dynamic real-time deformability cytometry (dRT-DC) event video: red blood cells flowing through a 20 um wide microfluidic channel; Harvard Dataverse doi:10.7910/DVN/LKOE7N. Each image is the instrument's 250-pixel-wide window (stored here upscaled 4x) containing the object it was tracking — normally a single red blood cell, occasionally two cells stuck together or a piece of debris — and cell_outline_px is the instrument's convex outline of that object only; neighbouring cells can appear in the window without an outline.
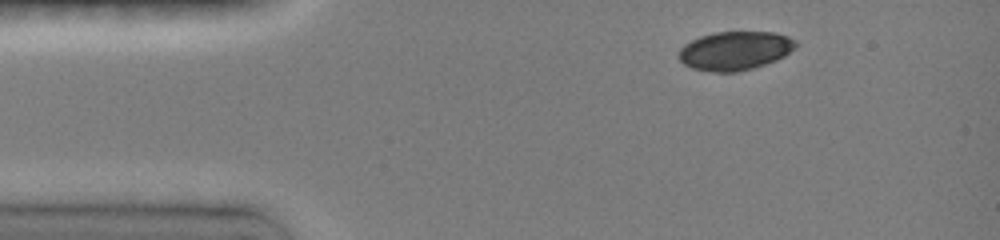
{"species": "common noctule bat (a hibernating species)", "species_latin": "Nyctalus noctula", "temperature_condition": "room temperature", "stored_images_in_passage": 16, "camera_frame_rate_fps": 3000, "um_per_image_px": 0.085, "animal": {"sex": "female", "body_mass_g": 19.0, "forearm_length_mm": 51.5}, "frame": {"image": 1, "passage_image": 1, "time_ms": 0.0, "image_size_px": [1000, 240], "cell_outline_px": [[796, 48], [784, 56], [776, 60], [752, 68], [736, 72], [716, 72], [692, 68], [684, 64], [680, 60], [680, 48], [684, 44], [700, 36], [716, 32], [772, 32], [788, 36], [796, 40]], "centroid_in_image_um": [62.49, 4.3], "position_along_channel_um": 22.5, "area_um2": 26.24}}